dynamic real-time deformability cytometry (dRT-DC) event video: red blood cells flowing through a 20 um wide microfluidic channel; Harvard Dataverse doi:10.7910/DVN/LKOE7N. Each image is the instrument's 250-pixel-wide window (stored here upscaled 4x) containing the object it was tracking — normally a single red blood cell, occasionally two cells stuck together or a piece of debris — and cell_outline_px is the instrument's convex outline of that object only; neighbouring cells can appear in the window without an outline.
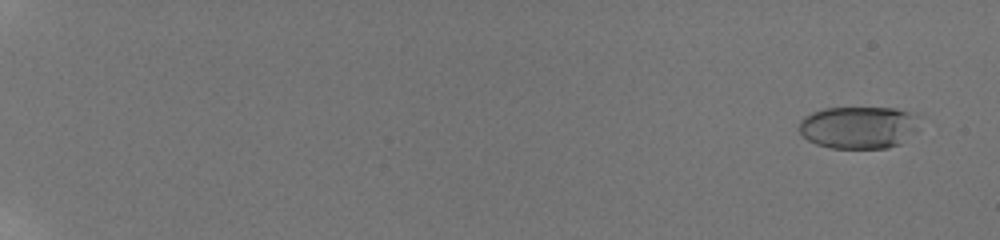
{"species": "human", "species_latin": "Homo sapiens", "temperature_condition": "room temperature", "stored_images_in_passage": 53, "camera_frame_rate_fps": 3000, "um_per_image_px": 0.085, "donor": {"sex": "male"}, "frame": {"image": 1, "passage_image": 3, "time_ms": 1.0, "image_size_px": [1000, 240], "cell_outline_px": [[916, 128], [900, 144], [888, 148], [832, 148], [816, 144], [808, 140], [800, 132], [800, 120], [804, 116], [812, 112], [824, 108], [896, 108], [908, 112], [916, 116]], "centroid_in_image_um": [72.92, 10.83], "position_along_channel_um": 12.1, "area_um2": 29.36}}
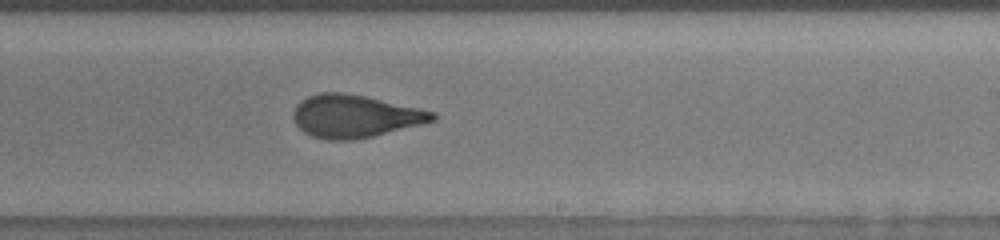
{"frame": {"image": 2, "passage_image": 32, "time_ms": 13.333, "image_size_px": [1000, 240], "cell_outline_px": [[436, 120], [372, 136], [352, 140], [328, 140], [312, 136], [304, 132], [296, 124], [292, 116], [292, 112], [296, 104], [300, 100], [308, 96], [320, 92], [344, 92], [364, 96], [420, 108], [436, 112]], "centroid_in_image_um": [30.12, 9.86], "position_along_channel_um": 258.9, "area_um2": 34.56}}
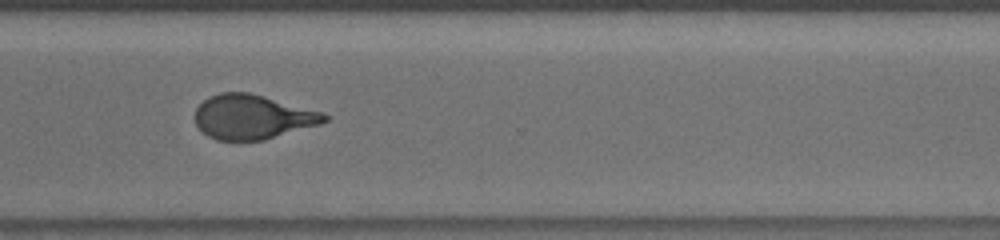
{"frame": {"image": 3, "passage_image": 38, "time_ms": 15.667, "image_size_px": [1000, 240], "cell_outline_px": [[328, 120], [320, 124], [264, 140], [216, 140], [208, 136], [196, 124], [196, 108], [208, 96], [220, 92], [248, 92], [264, 96], [324, 112], [328, 116]], "centroid_in_image_um": [21.48, 9.93], "position_along_channel_um": 349.1, "area_um2": 33.41}, "authors_computed_cell_mechanics": {"area_um2": 33.6974, "velocity_mm_per_s": 3.8802, "shape_relaxation_time_tau1_ms": 4.86, "shape_relaxation_time_tau2_ms": 0.8602, "deformation_change_tau1": 0.1837, "deformation_change_tau2": 0.0653}}